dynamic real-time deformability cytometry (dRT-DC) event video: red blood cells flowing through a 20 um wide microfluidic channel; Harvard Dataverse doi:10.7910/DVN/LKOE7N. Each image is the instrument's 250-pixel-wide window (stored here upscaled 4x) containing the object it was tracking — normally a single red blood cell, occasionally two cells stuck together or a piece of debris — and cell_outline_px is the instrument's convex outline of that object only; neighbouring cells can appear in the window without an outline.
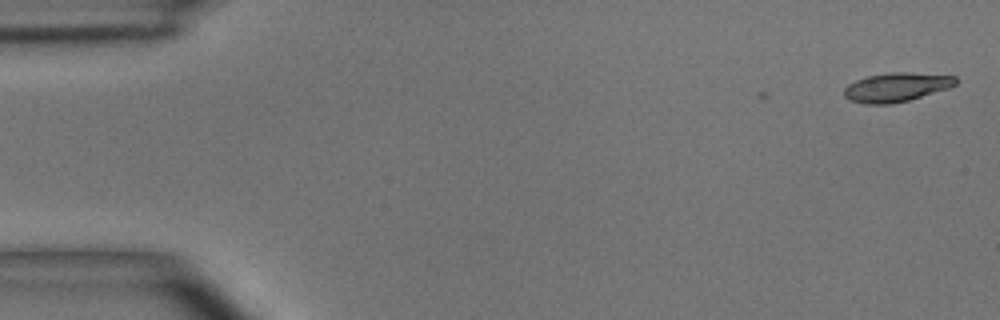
{"species": "common noctule bat (a hibernating species)", "species_latin": "Nyctalus noctula", "temperature_condition": "room temperature", "stored_images_in_passage": 3, "camera_frame_rate_fps": 3000, "um_per_image_px": 0.085, "animal": {"sex": "male", "body_mass_g": 15.6}, "frame": {"image": 1, "passage_image": 1, "time_ms": 0.0, "image_size_px": [1000, 320], "cell_outline_px": [[956, 84], [948, 88], [908, 100], [888, 104], [864, 104], [852, 100], [844, 96], [844, 88], [848, 84], [856, 80], [868, 76], [888, 72], [908, 72], [956, 76]], "centroid_in_image_um": [76.17, 7.4], "position_along_channel_um": 8.8, "area_um2": 18.67}}